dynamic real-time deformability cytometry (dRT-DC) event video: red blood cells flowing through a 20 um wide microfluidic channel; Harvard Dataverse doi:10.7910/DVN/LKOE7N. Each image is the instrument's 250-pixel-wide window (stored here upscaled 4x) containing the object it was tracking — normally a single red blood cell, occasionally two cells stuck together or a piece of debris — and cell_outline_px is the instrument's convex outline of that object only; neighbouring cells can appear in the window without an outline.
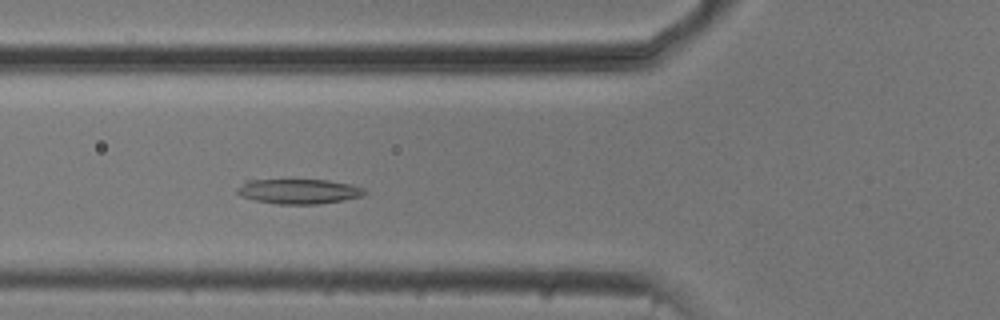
{"species": "common noctule bat (a hibernating species)", "species_latin": "Nyctalus noctula", "temperature_condition": "cold", "stored_images_in_passage": 48, "camera_frame_rate_fps": 3000, "um_per_image_px": 0.085, "animal": {"sex": "male", "body_mass_g": 20.5, "forearm_length_mm": 52.5}, "frame": {"image": 1, "passage_image": 14, "time_ms": 4.333, "image_size_px": [1000, 320], "cell_outline_px": [[368, 192], [364, 196], [344, 200], [316, 204], [276, 204], [256, 200], [240, 196], [236, 192], [236, 188], [244, 180], [328, 180], [352, 184], [364, 188]], "centroid_in_image_um": [25.41, 16.26], "position_along_channel_um": 100.4, "area_um2": 18.67}}
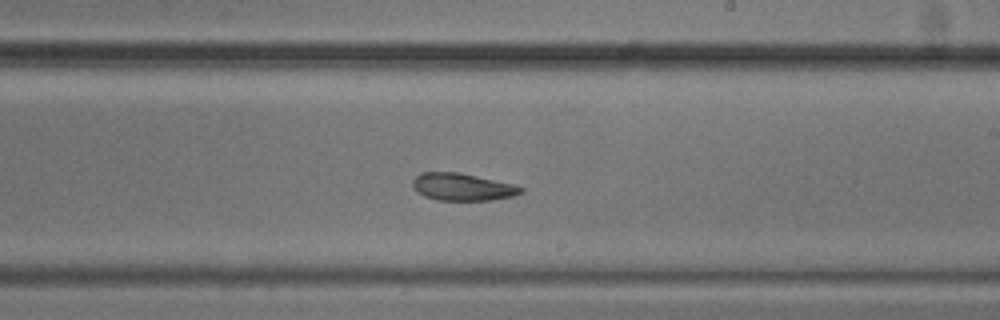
{"frame": {"image": 2, "passage_image": 26, "time_ms": 8.333, "image_size_px": [1000, 320], "cell_outline_px": [[524, 192], [512, 196], [492, 200], [436, 200], [424, 196], [416, 192], [412, 188], [412, 180], [420, 172], [456, 172], [512, 184], [524, 188]], "centroid_in_image_um": [39.25, 15.9], "position_along_channel_um": 249.8, "area_um2": 17.17}}
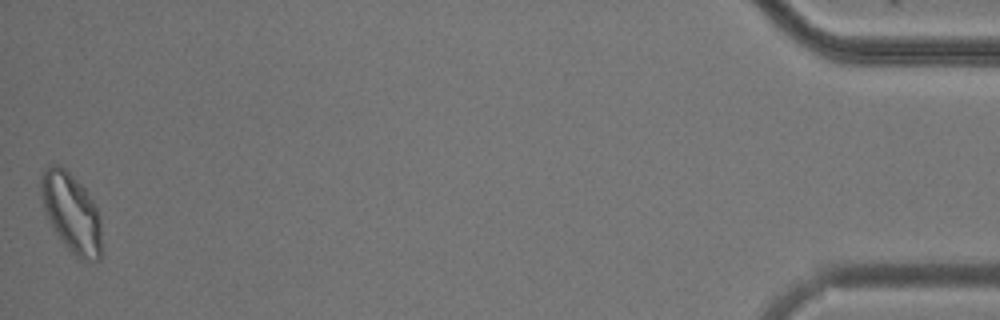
{"frame": {"image": 3, "passage_image": 48, "time_ms": 15.667, "image_size_px": [1000, 320], "cell_outline_px": [[100, 260], [76, 260], [56, 232], [48, 220], [44, 208], [40, 188], [40, 180], [44, 168], [48, 164], [60, 164], [88, 192], [100, 216]], "centroid_in_image_um": [6.05, 18.07], "position_along_channel_um": 429.1, "area_um2": 27.86}, "authors_computed_cell_mechanics": {"area_um2": 19.5653, "velocity_mm_per_s": 3.7214, "shape_relaxation_time_tau1_ms": null, "shape_relaxation_time_tau2_ms": 3.3719, "deformation_change_tau1": null, "deformation_change_tau2": 0.0999}}